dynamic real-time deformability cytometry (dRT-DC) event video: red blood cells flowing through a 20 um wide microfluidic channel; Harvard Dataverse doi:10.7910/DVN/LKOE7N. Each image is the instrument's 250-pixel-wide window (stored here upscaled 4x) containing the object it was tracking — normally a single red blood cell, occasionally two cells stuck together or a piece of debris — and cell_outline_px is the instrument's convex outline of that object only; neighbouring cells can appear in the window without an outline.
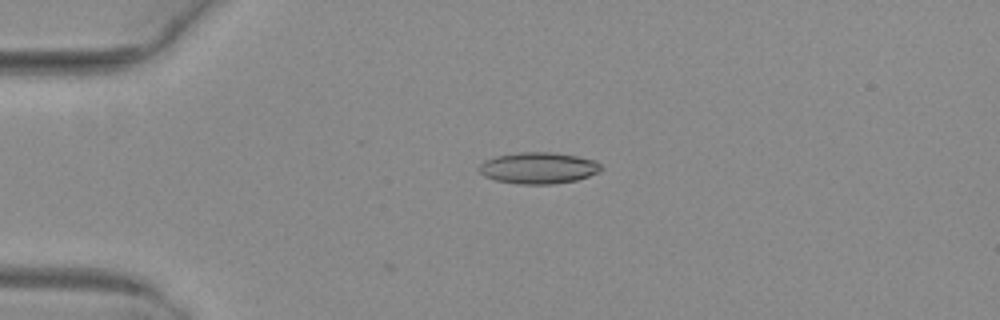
{"species": "common noctule bat (a hibernating species)", "species_latin": "Nyctalus noctula", "temperature_condition": "warm", "stored_images_in_passage": 12, "camera_frame_rate_fps": 3000, "um_per_image_px": 0.085, "animal": {"sex": "female", "body_mass_g": 29.2, "forearm_length_mm": 56.3}, "frame": {"image": 1, "passage_image": 12, "time_ms": 3.667, "image_size_px": [1000, 320], "cell_outline_px": [[604, 168], [588, 176], [576, 180], [552, 184], [520, 184], [496, 180], [484, 176], [476, 168], [484, 160], [496, 156], [516, 152], [552, 152], [576, 156], [596, 160]], "centroid_in_image_um": [45.73, 14.27], "position_along_channel_um": 39.3, "area_um2": 22.37}}